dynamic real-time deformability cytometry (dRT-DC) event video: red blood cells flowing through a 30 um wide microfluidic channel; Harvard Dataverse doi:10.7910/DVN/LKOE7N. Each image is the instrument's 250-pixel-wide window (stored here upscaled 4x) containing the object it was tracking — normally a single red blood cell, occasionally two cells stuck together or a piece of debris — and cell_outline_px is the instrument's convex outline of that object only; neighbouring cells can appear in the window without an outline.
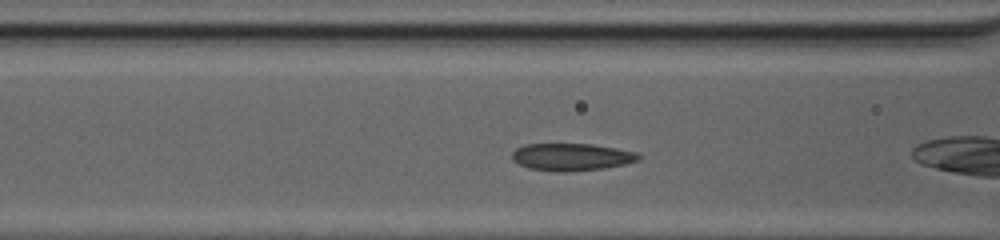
{"species": "common noctule bat (a hibernating species)", "species_latin": "Nyctalus noctula", "temperature_condition": "cold", "stored_images_in_passage": 6, "camera_frame_rate_fps": 3000, "um_per_image_px": 0.085, "animal": {"sex": "female", "body_mass_g": 20.0, "forearm_length_mm": 54.0}, "frame": {"image": 1, "passage_image": 4, "time_ms": 1.0, "image_size_px": [1000, 240], "cell_outline_px": [[640, 160], [624, 164], [604, 168], [564, 172], [556, 172], [528, 168], [512, 160], [512, 152], [516, 148], [524, 144], [592, 144], [616, 148], [636, 152], [640, 156]], "centroid_in_image_um": [48.56, 13.34], "position_along_channel_um": 118.0, "area_um2": 20.17}}